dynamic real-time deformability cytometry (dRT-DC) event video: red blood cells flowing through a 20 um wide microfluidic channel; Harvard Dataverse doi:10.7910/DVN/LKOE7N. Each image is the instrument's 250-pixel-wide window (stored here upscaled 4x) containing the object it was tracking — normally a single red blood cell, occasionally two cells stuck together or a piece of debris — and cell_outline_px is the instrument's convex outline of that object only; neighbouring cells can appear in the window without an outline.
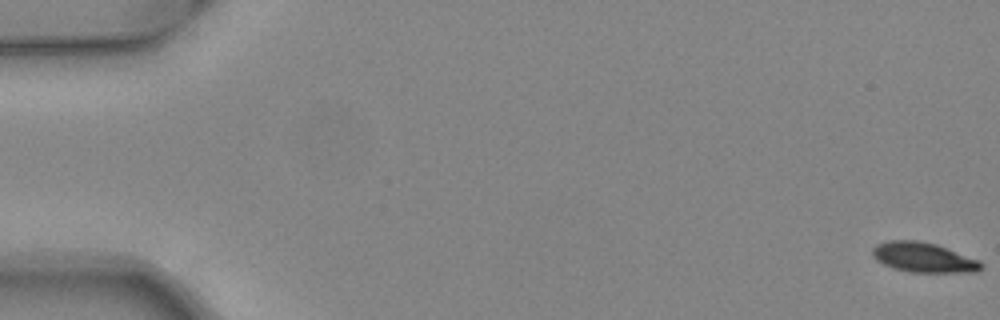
{"species": "common noctule bat (a hibernating species)", "species_latin": "Nyctalus noctula", "temperature_condition": "warm", "stored_images_in_passage": 24, "camera_frame_rate_fps": 3000, "um_per_image_px": 0.085, "animal": {"sex": "female", "body_mass_g": 24.6, "forearm_length_mm": 56.2}, "frame": {"image": 1, "passage_image": 1, "time_ms": 0.0, "image_size_px": [1000, 320], "cell_outline_px": [[984, 268], [980, 272], [912, 272], [892, 268], [876, 260], [872, 256], [872, 248], [876, 244], [888, 240], [916, 240], [936, 244], [980, 260], [984, 264]], "centroid_in_image_um": [78.52, 21.88], "position_along_channel_um": 6.5, "area_um2": 19.13}}
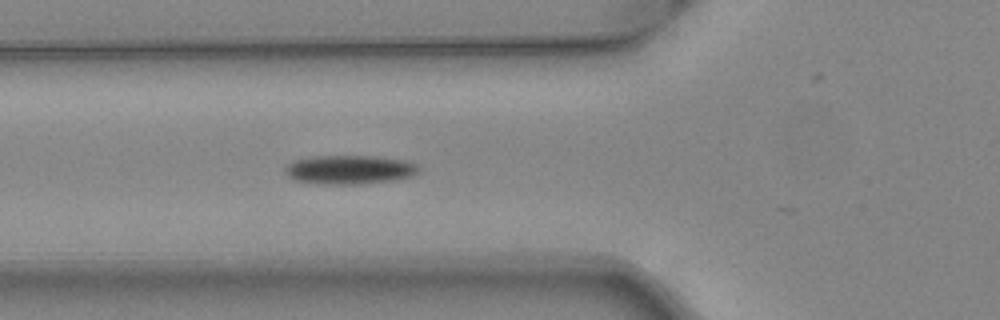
{"frame": {"image": 2, "passage_image": 20, "time_ms": 6.333, "image_size_px": [1000, 320], "cell_outline_px": [[420, 172], [412, 176], [396, 180], [360, 184], [320, 184], [296, 180], [288, 176], [284, 172], [284, 168], [288, 164], [296, 160], [312, 156], [376, 156], [408, 160], [416, 164], [420, 168]], "centroid_in_image_um": [29.76, 14.42], "position_along_channel_um": 96.0, "area_um2": 22.77}}
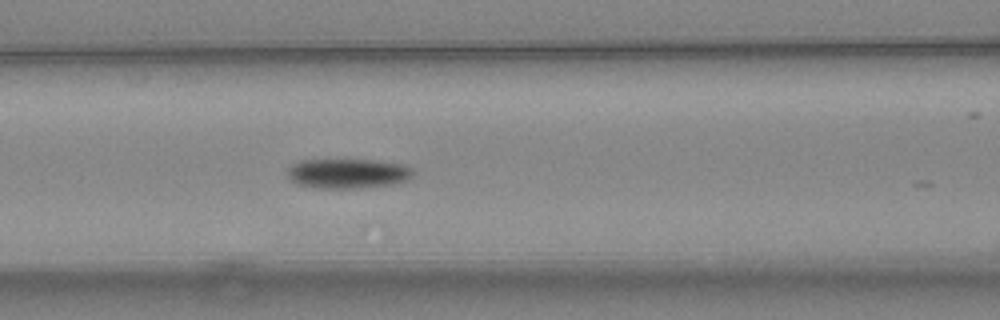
{"frame": {"image": 3, "passage_image": 23, "time_ms": 7.333, "image_size_px": [1000, 320], "cell_outline_px": [[416, 176], [408, 180], [392, 184], [360, 188], [312, 188], [296, 184], [288, 176], [288, 168], [292, 164], [300, 160], [372, 160], [404, 164], [412, 168], [416, 172]], "centroid_in_image_um": [29.61, 14.75], "position_along_channel_um": 137.0, "area_um2": 22.08}}